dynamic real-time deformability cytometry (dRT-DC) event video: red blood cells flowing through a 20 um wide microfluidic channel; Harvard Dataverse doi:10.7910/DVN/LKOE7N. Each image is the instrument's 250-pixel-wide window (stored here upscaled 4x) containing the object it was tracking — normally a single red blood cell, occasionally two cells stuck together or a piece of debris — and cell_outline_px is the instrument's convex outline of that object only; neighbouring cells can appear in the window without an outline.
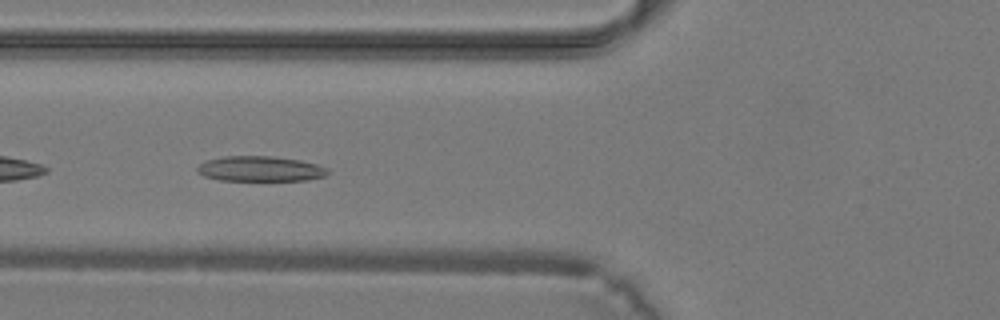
{"species": "common noctule bat (a hibernating species)", "species_latin": "Nyctalus noctula", "temperature_condition": "warm", "stored_images_in_passage": 23, "camera_frame_rate_fps": 3000, "um_per_image_px": 0.085, "animal": {"sex": "male", "body_mass_g": 19.2, "forearm_length_mm": 51.8}, "frame": {"image": 1, "passage_image": 3, "time_ms": 0.667, "image_size_px": [1000, 320], "cell_outline_px": [[328, 172], [324, 176], [308, 180], [220, 180], [204, 176], [196, 172], [196, 168], [200, 164], [208, 160], [224, 156], [272, 156], [300, 160], [316, 164], [328, 168]], "centroid_in_image_um": [22.11, 14.34], "position_along_channel_um": 103.7, "area_um2": 19.07}}
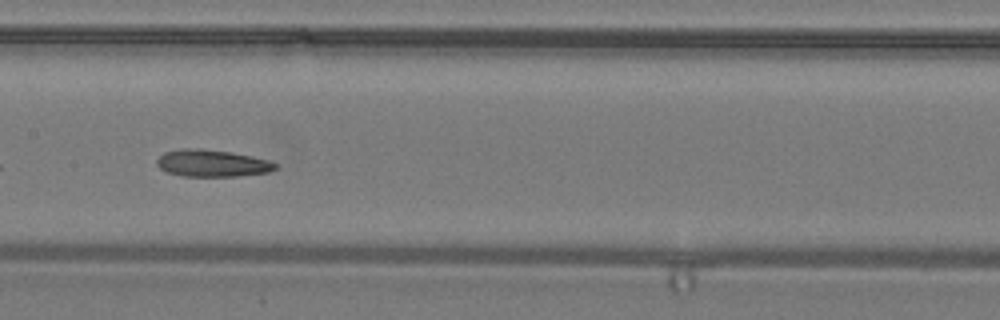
{"frame": {"image": 2, "passage_image": 8, "time_ms": 2.333, "image_size_px": [1000, 320], "cell_outline_px": [[276, 168], [268, 172], [236, 176], [184, 176], [168, 172], [160, 168], [156, 164], [156, 160], [164, 152], [180, 148], [200, 148], [232, 152], [252, 156], [268, 160], [276, 164]], "centroid_in_image_um": [18.0, 13.86], "position_along_channel_um": 189.4, "area_um2": 18.61}}
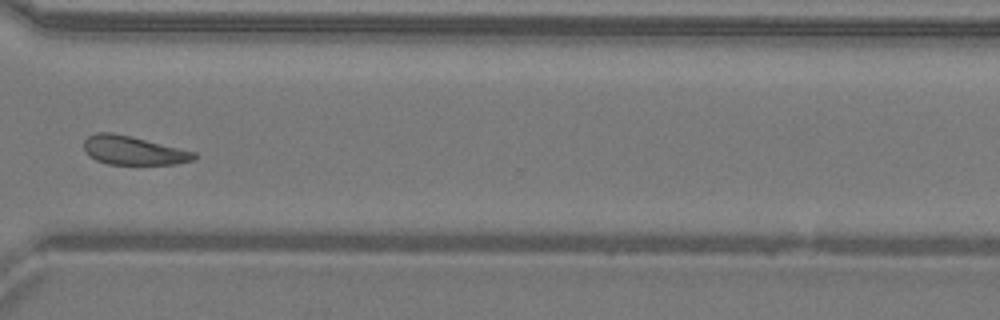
{"frame": {"image": 3, "passage_image": 18, "time_ms": 5.667, "image_size_px": [1000, 320], "cell_outline_px": [[196, 156], [192, 160], [176, 164], [108, 164], [96, 160], [88, 156], [84, 148], [84, 140], [88, 136], [96, 132], [112, 132], [132, 136], [196, 152]], "centroid_in_image_um": [11.3, 12.78], "position_along_channel_um": 359.3, "area_um2": 18.5}}